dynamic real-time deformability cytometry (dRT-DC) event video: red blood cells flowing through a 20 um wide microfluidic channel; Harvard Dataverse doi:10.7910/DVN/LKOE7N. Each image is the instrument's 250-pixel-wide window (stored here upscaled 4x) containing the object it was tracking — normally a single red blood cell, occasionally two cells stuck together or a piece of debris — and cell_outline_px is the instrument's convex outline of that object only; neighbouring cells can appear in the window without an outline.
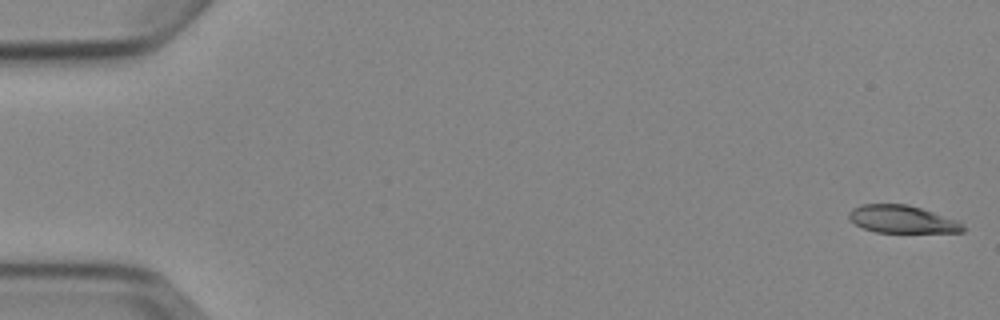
{"species": "Egyptian fruit bat (a non-hibernating species)", "species_latin": "Rousettus aegyptiacus", "temperature_condition": "cold", "stored_images_in_passage": 5, "camera_frame_rate_fps": 3000, "um_per_image_px": 0.085, "animal": {"sex": "female"}, "frame": {"image": 1, "passage_image": 1, "time_ms": 0.0, "image_size_px": [1000, 320], "cell_outline_px": [[964, 232], [876, 232], [864, 228], [856, 224], [848, 216], [848, 212], [852, 208], [860, 204], [908, 204], [960, 220], [964, 228]], "centroid_in_image_um": [76.7, 18.62], "position_along_channel_um": 8.3, "area_um2": 18.38}}
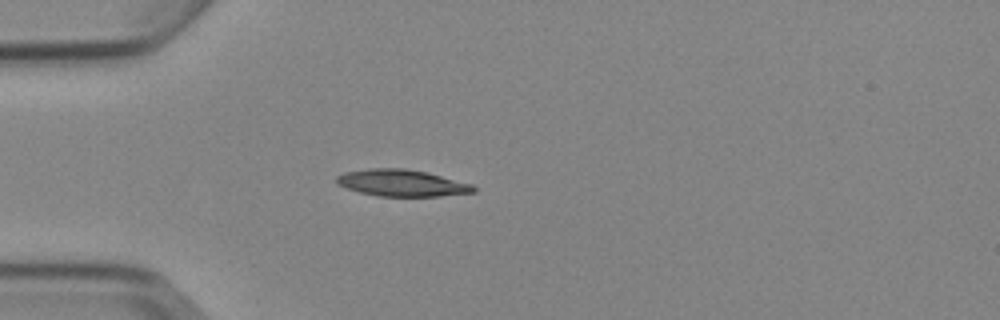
{"frame": {"image": 2, "passage_image": 5, "time_ms": 4.667, "image_size_px": [1000, 320], "cell_outline_px": [[476, 192], [440, 196], [380, 196], [360, 192], [336, 184], [336, 176], [344, 172], [372, 168], [404, 168], [428, 172], [472, 184], [476, 188]], "centroid_in_image_um": [34.17, 15.55], "position_along_channel_um": 50.8, "area_um2": 21.33}}